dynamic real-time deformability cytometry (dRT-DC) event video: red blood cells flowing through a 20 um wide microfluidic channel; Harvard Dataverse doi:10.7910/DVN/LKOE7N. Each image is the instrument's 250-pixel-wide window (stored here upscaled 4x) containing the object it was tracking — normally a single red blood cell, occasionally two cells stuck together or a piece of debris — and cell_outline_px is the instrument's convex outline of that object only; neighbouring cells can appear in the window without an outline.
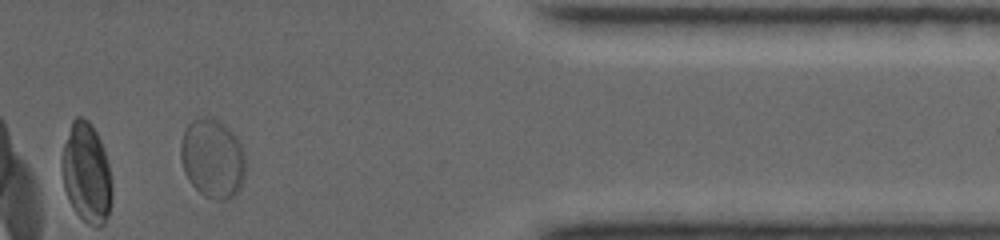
{"species": "common noctule bat (a hibernating species)", "species_latin": "Nyctalus noctula", "temperature_condition": "warm", "stored_images_in_passage": 18, "segment_of_instrument_passage": [2, 2], "camera_frame_rate_fps": 4500, "um_per_image_px": 0.085, "animal": {"sex": "female", "body_mass_g": 19.0, "forearm_length_mm": 53.3}, "frame": {"image": 1, "passage_image": 16, "time_ms": 10.444, "image_size_px": [1000, 240], "cell_outline_px": [[244, 180], [240, 188], [228, 200], [212, 200], [204, 196], [188, 180], [184, 172], [180, 156], [180, 144], [184, 128], [192, 120], [216, 120], [224, 124], [236, 136], [244, 152]], "centroid_in_image_um": [18.05, 13.51], "position_along_channel_um": 393.3, "area_um2": 29.71}}